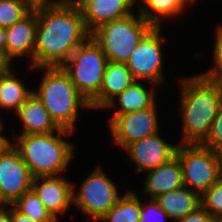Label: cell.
Masks as SVG:
<instances>
[{"label":"cell","instance_id":"11","mask_svg":"<svg viewBox=\"0 0 222 222\" xmlns=\"http://www.w3.org/2000/svg\"><path fill=\"white\" fill-rule=\"evenodd\" d=\"M178 143H168L160 132L128 144L127 151L130 161L135 164V173L140 174L159 167L175 157Z\"/></svg>","mask_w":222,"mask_h":222},{"label":"cell","instance_id":"35","mask_svg":"<svg viewBox=\"0 0 222 222\" xmlns=\"http://www.w3.org/2000/svg\"><path fill=\"white\" fill-rule=\"evenodd\" d=\"M33 6L39 4H51V3H59L67 0H28Z\"/></svg>","mask_w":222,"mask_h":222},{"label":"cell","instance_id":"31","mask_svg":"<svg viewBox=\"0 0 222 222\" xmlns=\"http://www.w3.org/2000/svg\"><path fill=\"white\" fill-rule=\"evenodd\" d=\"M10 220L11 222H36L18 212L12 205L10 206Z\"/></svg>","mask_w":222,"mask_h":222},{"label":"cell","instance_id":"7","mask_svg":"<svg viewBox=\"0 0 222 222\" xmlns=\"http://www.w3.org/2000/svg\"><path fill=\"white\" fill-rule=\"evenodd\" d=\"M175 156L182 166L184 186L200 196L222 175V154L201 144L178 143Z\"/></svg>","mask_w":222,"mask_h":222},{"label":"cell","instance_id":"15","mask_svg":"<svg viewBox=\"0 0 222 222\" xmlns=\"http://www.w3.org/2000/svg\"><path fill=\"white\" fill-rule=\"evenodd\" d=\"M80 8L84 25L91 35L101 25L134 13L133 0H73Z\"/></svg>","mask_w":222,"mask_h":222},{"label":"cell","instance_id":"38","mask_svg":"<svg viewBox=\"0 0 222 222\" xmlns=\"http://www.w3.org/2000/svg\"><path fill=\"white\" fill-rule=\"evenodd\" d=\"M0 113H1V111H0ZM4 122H3V120H2V116H1V114H0V132H3L4 130H5V127H4Z\"/></svg>","mask_w":222,"mask_h":222},{"label":"cell","instance_id":"9","mask_svg":"<svg viewBox=\"0 0 222 222\" xmlns=\"http://www.w3.org/2000/svg\"><path fill=\"white\" fill-rule=\"evenodd\" d=\"M161 27L163 28V26H153L144 35L126 62L127 68L135 80L143 81V83L152 82L158 87L166 80L162 51L165 37L162 35Z\"/></svg>","mask_w":222,"mask_h":222},{"label":"cell","instance_id":"23","mask_svg":"<svg viewBox=\"0 0 222 222\" xmlns=\"http://www.w3.org/2000/svg\"><path fill=\"white\" fill-rule=\"evenodd\" d=\"M141 200L134 190H125L117 203L98 222H140Z\"/></svg>","mask_w":222,"mask_h":222},{"label":"cell","instance_id":"27","mask_svg":"<svg viewBox=\"0 0 222 222\" xmlns=\"http://www.w3.org/2000/svg\"><path fill=\"white\" fill-rule=\"evenodd\" d=\"M215 29V43L212 51L214 65L212 68L210 67V69L204 70V72L199 74L208 80L222 85V24L218 25Z\"/></svg>","mask_w":222,"mask_h":222},{"label":"cell","instance_id":"26","mask_svg":"<svg viewBox=\"0 0 222 222\" xmlns=\"http://www.w3.org/2000/svg\"><path fill=\"white\" fill-rule=\"evenodd\" d=\"M201 206L218 221L222 219V175L201 196Z\"/></svg>","mask_w":222,"mask_h":222},{"label":"cell","instance_id":"16","mask_svg":"<svg viewBox=\"0 0 222 222\" xmlns=\"http://www.w3.org/2000/svg\"><path fill=\"white\" fill-rule=\"evenodd\" d=\"M146 172L142 191L149 196V199H155L184 186L182 166L176 156L167 163Z\"/></svg>","mask_w":222,"mask_h":222},{"label":"cell","instance_id":"17","mask_svg":"<svg viewBox=\"0 0 222 222\" xmlns=\"http://www.w3.org/2000/svg\"><path fill=\"white\" fill-rule=\"evenodd\" d=\"M135 79L126 63L108 61L99 94L89 103L91 109H105V106Z\"/></svg>","mask_w":222,"mask_h":222},{"label":"cell","instance_id":"4","mask_svg":"<svg viewBox=\"0 0 222 222\" xmlns=\"http://www.w3.org/2000/svg\"><path fill=\"white\" fill-rule=\"evenodd\" d=\"M44 73L37 90H33L56 125L75 132L80 109H90L89 102L78 92L62 67L34 68Z\"/></svg>","mask_w":222,"mask_h":222},{"label":"cell","instance_id":"33","mask_svg":"<svg viewBox=\"0 0 222 222\" xmlns=\"http://www.w3.org/2000/svg\"><path fill=\"white\" fill-rule=\"evenodd\" d=\"M5 46H6V30L0 27V54L5 59Z\"/></svg>","mask_w":222,"mask_h":222},{"label":"cell","instance_id":"37","mask_svg":"<svg viewBox=\"0 0 222 222\" xmlns=\"http://www.w3.org/2000/svg\"><path fill=\"white\" fill-rule=\"evenodd\" d=\"M10 64L0 54V72H3Z\"/></svg>","mask_w":222,"mask_h":222},{"label":"cell","instance_id":"34","mask_svg":"<svg viewBox=\"0 0 222 222\" xmlns=\"http://www.w3.org/2000/svg\"><path fill=\"white\" fill-rule=\"evenodd\" d=\"M0 222H11L10 220V206L0 211Z\"/></svg>","mask_w":222,"mask_h":222},{"label":"cell","instance_id":"8","mask_svg":"<svg viewBox=\"0 0 222 222\" xmlns=\"http://www.w3.org/2000/svg\"><path fill=\"white\" fill-rule=\"evenodd\" d=\"M76 189L73 184V205L93 222H98L122 196L101 166H97Z\"/></svg>","mask_w":222,"mask_h":222},{"label":"cell","instance_id":"12","mask_svg":"<svg viewBox=\"0 0 222 222\" xmlns=\"http://www.w3.org/2000/svg\"><path fill=\"white\" fill-rule=\"evenodd\" d=\"M33 178L14 146L0 155V189L11 205L31 190Z\"/></svg>","mask_w":222,"mask_h":222},{"label":"cell","instance_id":"13","mask_svg":"<svg viewBox=\"0 0 222 222\" xmlns=\"http://www.w3.org/2000/svg\"><path fill=\"white\" fill-rule=\"evenodd\" d=\"M65 175L33 178L32 190L37 194L50 214L58 221L73 205V182Z\"/></svg>","mask_w":222,"mask_h":222},{"label":"cell","instance_id":"29","mask_svg":"<svg viewBox=\"0 0 222 222\" xmlns=\"http://www.w3.org/2000/svg\"><path fill=\"white\" fill-rule=\"evenodd\" d=\"M170 217L159 207L155 199H149L148 203L141 201L140 222H166Z\"/></svg>","mask_w":222,"mask_h":222},{"label":"cell","instance_id":"1","mask_svg":"<svg viewBox=\"0 0 222 222\" xmlns=\"http://www.w3.org/2000/svg\"><path fill=\"white\" fill-rule=\"evenodd\" d=\"M37 33L34 64L61 67L71 54L90 36L81 10L73 0L36 5Z\"/></svg>","mask_w":222,"mask_h":222},{"label":"cell","instance_id":"25","mask_svg":"<svg viewBox=\"0 0 222 222\" xmlns=\"http://www.w3.org/2000/svg\"><path fill=\"white\" fill-rule=\"evenodd\" d=\"M33 7L28 0H0V27L12 26L25 17Z\"/></svg>","mask_w":222,"mask_h":222},{"label":"cell","instance_id":"30","mask_svg":"<svg viewBox=\"0 0 222 222\" xmlns=\"http://www.w3.org/2000/svg\"><path fill=\"white\" fill-rule=\"evenodd\" d=\"M177 222H219L202 206L198 207L194 212L189 213L184 218L179 219Z\"/></svg>","mask_w":222,"mask_h":222},{"label":"cell","instance_id":"18","mask_svg":"<svg viewBox=\"0 0 222 222\" xmlns=\"http://www.w3.org/2000/svg\"><path fill=\"white\" fill-rule=\"evenodd\" d=\"M145 85V83L135 80L129 87L114 97L105 108L108 110L114 109L113 114H124L152 107L157 100L156 86L158 85L151 82L148 89Z\"/></svg>","mask_w":222,"mask_h":222},{"label":"cell","instance_id":"2","mask_svg":"<svg viewBox=\"0 0 222 222\" xmlns=\"http://www.w3.org/2000/svg\"><path fill=\"white\" fill-rule=\"evenodd\" d=\"M179 80L178 106L183 134L178 143L201 144L208 136L222 105V85L199 73L181 77Z\"/></svg>","mask_w":222,"mask_h":222},{"label":"cell","instance_id":"36","mask_svg":"<svg viewBox=\"0 0 222 222\" xmlns=\"http://www.w3.org/2000/svg\"><path fill=\"white\" fill-rule=\"evenodd\" d=\"M11 206V204L6 200L3 196L2 191L0 189V211L6 209L7 207Z\"/></svg>","mask_w":222,"mask_h":222},{"label":"cell","instance_id":"28","mask_svg":"<svg viewBox=\"0 0 222 222\" xmlns=\"http://www.w3.org/2000/svg\"><path fill=\"white\" fill-rule=\"evenodd\" d=\"M201 145L222 154V105L212 122L208 136Z\"/></svg>","mask_w":222,"mask_h":222},{"label":"cell","instance_id":"5","mask_svg":"<svg viewBox=\"0 0 222 222\" xmlns=\"http://www.w3.org/2000/svg\"><path fill=\"white\" fill-rule=\"evenodd\" d=\"M152 27L137 11L101 25L91 36L101 46L108 61L126 63Z\"/></svg>","mask_w":222,"mask_h":222},{"label":"cell","instance_id":"32","mask_svg":"<svg viewBox=\"0 0 222 222\" xmlns=\"http://www.w3.org/2000/svg\"><path fill=\"white\" fill-rule=\"evenodd\" d=\"M0 132V155L5 153L11 146H13V141L9 140L7 136Z\"/></svg>","mask_w":222,"mask_h":222},{"label":"cell","instance_id":"20","mask_svg":"<svg viewBox=\"0 0 222 222\" xmlns=\"http://www.w3.org/2000/svg\"><path fill=\"white\" fill-rule=\"evenodd\" d=\"M14 68V65H9L0 72V110H12V114L17 112L33 92L18 78L19 73Z\"/></svg>","mask_w":222,"mask_h":222},{"label":"cell","instance_id":"22","mask_svg":"<svg viewBox=\"0 0 222 222\" xmlns=\"http://www.w3.org/2000/svg\"><path fill=\"white\" fill-rule=\"evenodd\" d=\"M133 2L134 6L138 5L135 11L153 26H162L167 18V20L177 18L190 7L187 0H133Z\"/></svg>","mask_w":222,"mask_h":222},{"label":"cell","instance_id":"14","mask_svg":"<svg viewBox=\"0 0 222 222\" xmlns=\"http://www.w3.org/2000/svg\"><path fill=\"white\" fill-rule=\"evenodd\" d=\"M5 60L13 65L14 59L28 57L30 67L34 64V50L37 33L36 5L20 21L5 28Z\"/></svg>","mask_w":222,"mask_h":222},{"label":"cell","instance_id":"10","mask_svg":"<svg viewBox=\"0 0 222 222\" xmlns=\"http://www.w3.org/2000/svg\"><path fill=\"white\" fill-rule=\"evenodd\" d=\"M158 105L141 111L124 114H112L108 118V127L112 142L122 150L130 143L160 132Z\"/></svg>","mask_w":222,"mask_h":222},{"label":"cell","instance_id":"19","mask_svg":"<svg viewBox=\"0 0 222 222\" xmlns=\"http://www.w3.org/2000/svg\"><path fill=\"white\" fill-rule=\"evenodd\" d=\"M19 122L23 123L20 135L46 134L58 131L60 128L52 120L47 109L33 93L15 113Z\"/></svg>","mask_w":222,"mask_h":222},{"label":"cell","instance_id":"24","mask_svg":"<svg viewBox=\"0 0 222 222\" xmlns=\"http://www.w3.org/2000/svg\"><path fill=\"white\" fill-rule=\"evenodd\" d=\"M12 206L21 214L36 222H58L46 209L37 194L31 189L20 196Z\"/></svg>","mask_w":222,"mask_h":222},{"label":"cell","instance_id":"21","mask_svg":"<svg viewBox=\"0 0 222 222\" xmlns=\"http://www.w3.org/2000/svg\"><path fill=\"white\" fill-rule=\"evenodd\" d=\"M155 201L173 222H177L201 206L200 195L185 186L162 194L156 197Z\"/></svg>","mask_w":222,"mask_h":222},{"label":"cell","instance_id":"39","mask_svg":"<svg viewBox=\"0 0 222 222\" xmlns=\"http://www.w3.org/2000/svg\"><path fill=\"white\" fill-rule=\"evenodd\" d=\"M187 2L191 5V4L195 3V2H197V0H187Z\"/></svg>","mask_w":222,"mask_h":222},{"label":"cell","instance_id":"6","mask_svg":"<svg viewBox=\"0 0 222 222\" xmlns=\"http://www.w3.org/2000/svg\"><path fill=\"white\" fill-rule=\"evenodd\" d=\"M107 62L101 46L90 35L61 67L90 103L99 94Z\"/></svg>","mask_w":222,"mask_h":222},{"label":"cell","instance_id":"3","mask_svg":"<svg viewBox=\"0 0 222 222\" xmlns=\"http://www.w3.org/2000/svg\"><path fill=\"white\" fill-rule=\"evenodd\" d=\"M73 134L60 128L53 133L17 135L13 136V146L33 177L57 176L69 169L75 149L65 137Z\"/></svg>","mask_w":222,"mask_h":222}]
</instances>
